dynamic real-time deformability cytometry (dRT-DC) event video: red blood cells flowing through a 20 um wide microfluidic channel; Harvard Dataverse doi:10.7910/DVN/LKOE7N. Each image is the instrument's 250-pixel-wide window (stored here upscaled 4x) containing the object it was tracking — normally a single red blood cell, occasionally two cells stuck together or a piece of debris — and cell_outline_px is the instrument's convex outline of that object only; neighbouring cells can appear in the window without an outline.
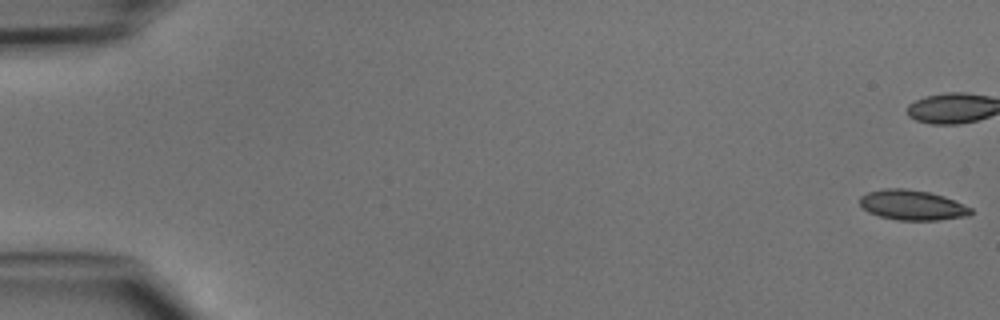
{"species": "common noctule bat (a hibernating species)", "species_latin": "Nyctalus noctula", "temperature_condition": "cold", "stored_images_in_passage": 49, "camera_frame_rate_fps": 3000, "um_per_image_px": 0.085, "animal": {"sex": "male", "body_mass_g": 15.6}, "frame": {"image": 1, "passage_image": 1, "time_ms": 0.0, "image_size_px": [1000, 320], "cell_outline_px": [[972, 212], [968, 216], [936, 220], [900, 220], [880, 216], [868, 212], [860, 204], [860, 196], [868, 192], [884, 188], [904, 188], [928, 192], [944, 196], [972, 208]], "centroid_in_image_um": [77.53, 17.43], "position_along_channel_um": 7.5, "area_um2": 19.31}}
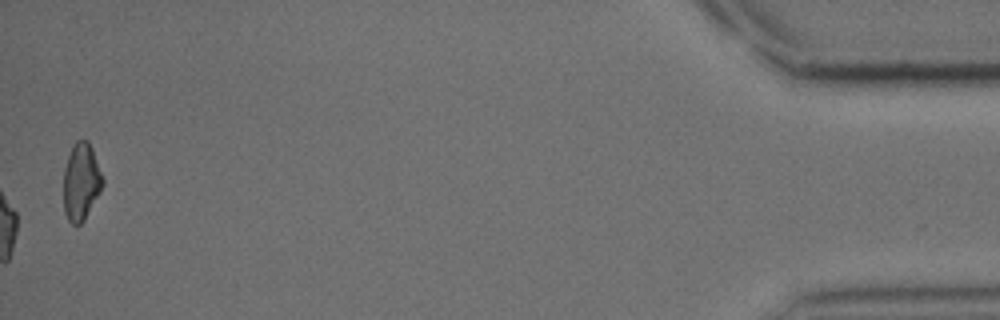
{"frame": {"image": 2, "passage_image": 49, "time_ms": 16.0, "image_size_px": [1000, 320], "cell_outline_px": [[104, 184], [100, 192], [84, 220], [80, 224], [72, 224], [68, 220], [64, 212], [64, 168], [72, 144], [76, 140], [88, 140], [92, 148], [104, 180]], "centroid_in_image_um": [6.89, 15.43], "position_along_channel_um": 428.3, "area_um2": 17.63}}